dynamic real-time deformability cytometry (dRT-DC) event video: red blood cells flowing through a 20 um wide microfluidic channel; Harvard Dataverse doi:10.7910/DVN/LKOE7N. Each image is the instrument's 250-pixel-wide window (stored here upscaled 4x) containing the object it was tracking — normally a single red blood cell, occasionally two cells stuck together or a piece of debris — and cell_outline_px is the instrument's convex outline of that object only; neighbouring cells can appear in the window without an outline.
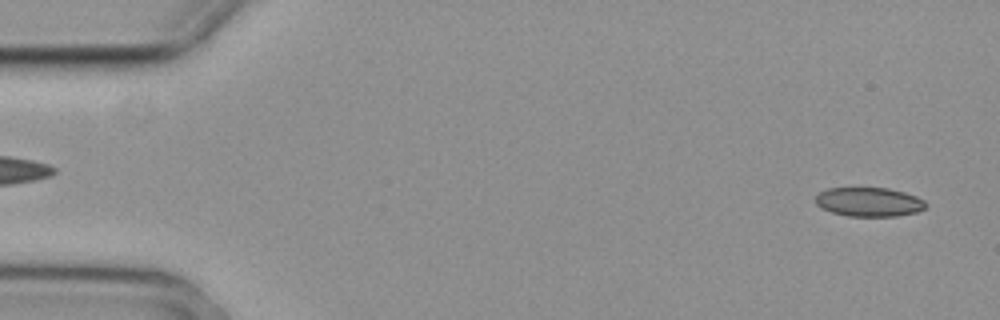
{"species": "common noctule bat (a hibernating species)", "species_latin": "Nyctalus noctula", "temperature_condition": "cold", "stored_images_in_passage": 3, "segment_of_instrument_passage": [2, 2], "camera_frame_rate_fps": 3000, "um_per_image_px": 0.085, "animal": {"sex": "female", "body_mass_g": 29.2, "forearm_length_mm": 56.3}, "frame": {"image": 1, "passage_image": 3, "time_ms": 0.667, "image_size_px": [1000, 320], "cell_outline_px": [[928, 204], [924, 208], [916, 212], [896, 216], [848, 216], [832, 212], [820, 208], [816, 204], [816, 196], [820, 192], [828, 188], [888, 188], [904, 192], [916, 196], [924, 200]], "centroid_in_image_um": [73.86, 17.16], "position_along_channel_um": 11.1, "area_um2": 18.67}}